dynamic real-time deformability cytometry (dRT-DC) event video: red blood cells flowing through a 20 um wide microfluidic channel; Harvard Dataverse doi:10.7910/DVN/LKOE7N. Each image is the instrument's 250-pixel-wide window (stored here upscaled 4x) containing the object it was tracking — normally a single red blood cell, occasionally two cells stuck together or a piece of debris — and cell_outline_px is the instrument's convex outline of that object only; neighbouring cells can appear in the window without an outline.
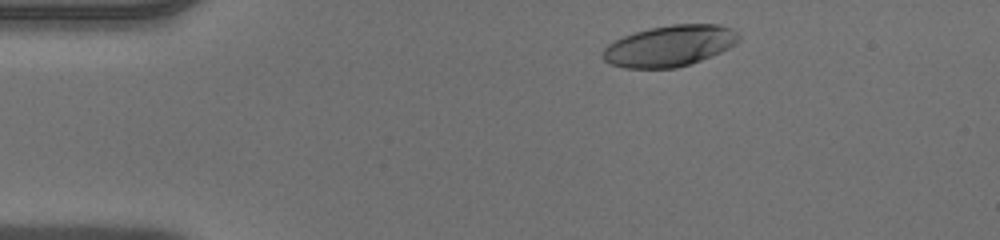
{"species": "human", "species_latin": "Homo sapiens", "temperature_condition": "warm", "stored_images_in_passage": 42, "camera_frame_rate_fps": 3000, "um_per_image_px": 0.085, "donor": {"sex": "male"}, "frame": {"image": 1, "passage_image": 3, "time_ms": 0.667, "image_size_px": [1000, 240], "cell_outline_px": [[740, 40], [736, 44], [720, 52], [700, 60], [676, 68], [624, 68], [612, 64], [604, 60], [600, 56], [600, 52], [608, 44], [624, 36], [648, 28], [672, 24], [720, 24], [732, 28], [740, 36]], "centroid_in_image_um": [56.91, 3.89], "position_along_channel_um": 28.1, "area_um2": 32.6}}
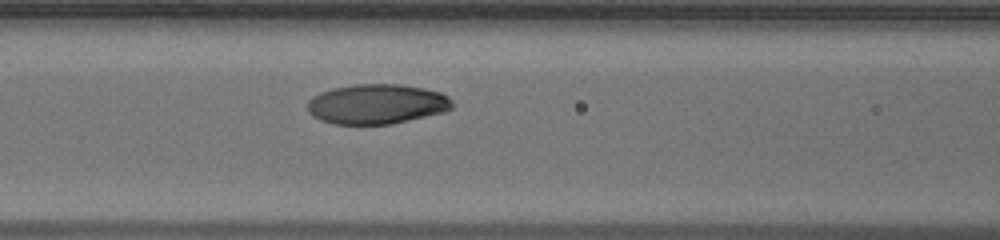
{"frame": {"image": 2, "passage_image": 15, "time_ms": 4.667, "image_size_px": [1000, 240], "cell_outline_px": [[452, 108], [444, 112], [392, 124], [332, 124], [320, 120], [312, 116], [308, 112], [308, 100], [312, 96], [320, 92], [332, 88], [356, 84], [400, 84], [424, 88], [440, 92], [448, 96], [452, 100]], "centroid_in_image_um": [32.01, 8.84], "position_along_channel_um": 134.6, "area_um2": 33.87}}
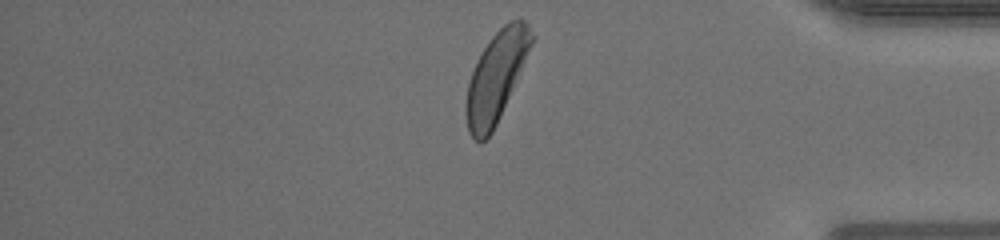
{"frame": {"image": 3, "passage_image": 35, "time_ms": 11.333, "image_size_px": [1000, 240], "cell_outline_px": [[536, 36], [496, 124], [492, 132], [480, 144], [468, 132], [464, 112], [464, 108], [468, 84], [476, 60], [492, 36], [508, 20], [520, 16], [528, 24]], "centroid_in_image_um": [42.17, 6.49], "position_along_channel_um": 393.0, "area_um2": 34.1}}